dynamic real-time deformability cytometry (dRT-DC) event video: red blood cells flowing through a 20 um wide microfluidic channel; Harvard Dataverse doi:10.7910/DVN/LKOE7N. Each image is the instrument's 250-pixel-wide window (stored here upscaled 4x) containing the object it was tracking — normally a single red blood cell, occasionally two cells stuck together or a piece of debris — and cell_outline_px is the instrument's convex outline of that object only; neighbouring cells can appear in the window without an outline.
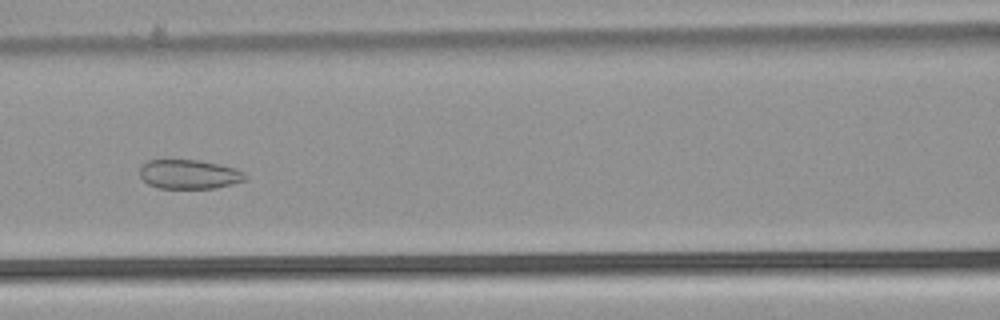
{"species": "common noctule bat (a hibernating species)", "species_latin": "Nyctalus noctula", "temperature_condition": "warm", "stored_images_in_passage": 40, "camera_frame_rate_fps": 3000, "um_per_image_px": 0.085, "animal": {"sex": "male", "body_mass_g": 21.5, "forearm_length_mm": 52.0}, "frame": {"image": 1, "passage_image": 11, "time_ms": 3.333, "image_size_px": [1000, 320], "cell_outline_px": [[248, 176], [244, 180], [232, 184], [216, 188], [160, 188], [148, 184], [140, 176], [140, 168], [148, 160], [200, 160], [220, 164], [236, 168], [244, 172]], "centroid_in_image_um": [16.11, 14.81], "position_along_channel_um": 150.5, "area_um2": 17.98}}
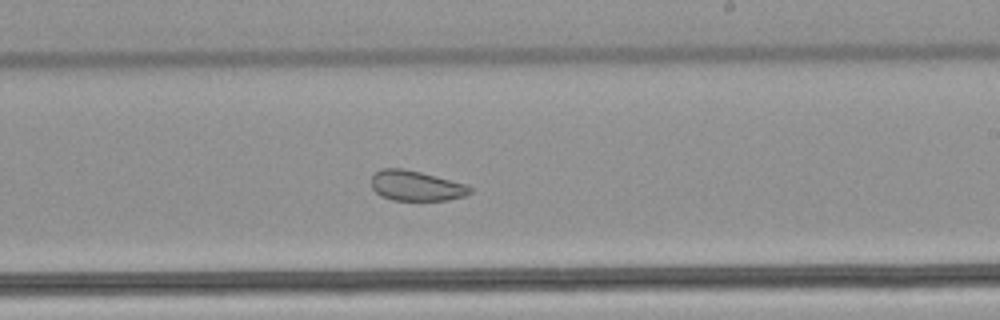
{"frame": {"image": 2, "passage_image": 19, "time_ms": 6.0, "image_size_px": [1000, 320], "cell_outline_px": [[472, 192], [464, 196], [448, 200], [392, 200], [380, 196], [372, 188], [372, 176], [380, 168], [400, 168], [420, 172], [468, 184], [472, 188]], "centroid_in_image_um": [35.38, 15.79], "position_along_channel_um": 253.6, "area_um2": 17.4}}
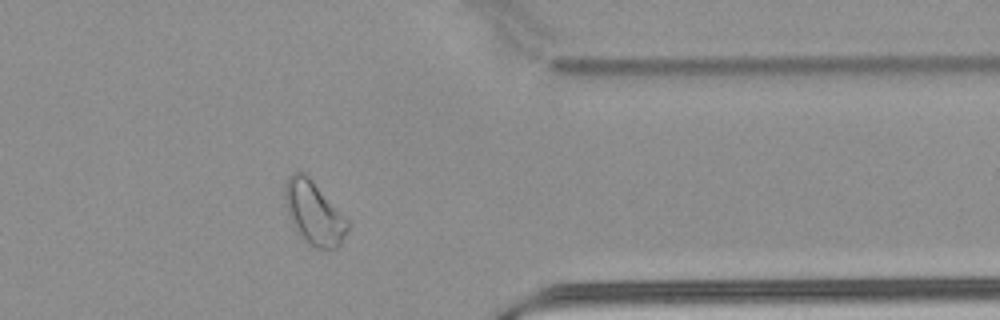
{"frame": {"image": 3, "passage_image": 30, "time_ms": 9.667, "image_size_px": [1000, 320], "cell_outline_px": [[348, 228], [340, 244], [336, 248], [316, 248], [308, 244], [300, 236], [292, 224], [284, 204], [284, 184], [288, 176], [292, 172], [304, 172], [308, 176], [348, 220]], "centroid_in_image_um": [26.63, 18.08], "position_along_channel_um": 384.8, "area_um2": 22.95}, "authors_computed_cell_mechanics": {"area_um2": 20.7502, "velocity_mm_per_s": 3.8751, "shape_relaxation_time_tau1_ms": null, "shape_relaxation_time_tau2_ms": 1.8514, "deformation_change_tau1": null, "deformation_change_tau2": 0.079}}